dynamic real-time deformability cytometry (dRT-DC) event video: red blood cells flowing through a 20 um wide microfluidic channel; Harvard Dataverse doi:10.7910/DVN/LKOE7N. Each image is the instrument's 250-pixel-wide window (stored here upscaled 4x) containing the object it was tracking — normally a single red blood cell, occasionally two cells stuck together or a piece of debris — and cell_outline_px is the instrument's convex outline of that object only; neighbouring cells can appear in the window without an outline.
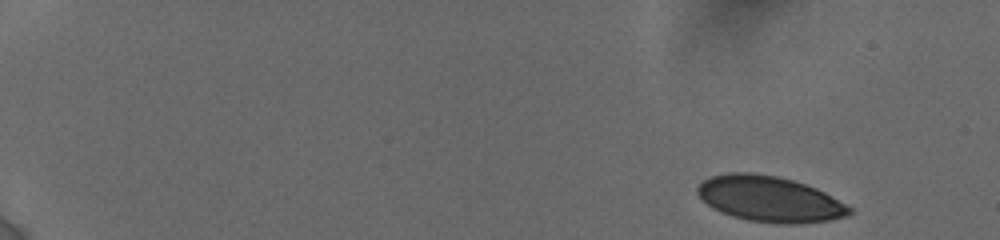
{"species": "human", "species_latin": "Homo sapiens", "temperature_condition": "cold", "stored_images_in_passage": 15, "camera_frame_rate_fps": 3000, "um_per_image_px": 0.085, "donor": {"sex": "female"}, "frame": {"image": 1, "passage_image": 1, "time_ms": 0.0, "image_size_px": [1000, 240], "cell_outline_px": [[852, 212], [848, 216], [828, 220], [796, 224], [780, 224], [748, 220], [732, 216], [720, 212], [712, 208], [700, 200], [696, 192], [696, 188], [704, 180], [712, 176], [728, 172], [748, 172], [776, 176], [792, 180], [816, 188], [824, 192], [852, 208]], "centroid_in_image_um": [65.37, 16.92], "position_along_channel_um": 19.6, "area_um2": 40.46}}
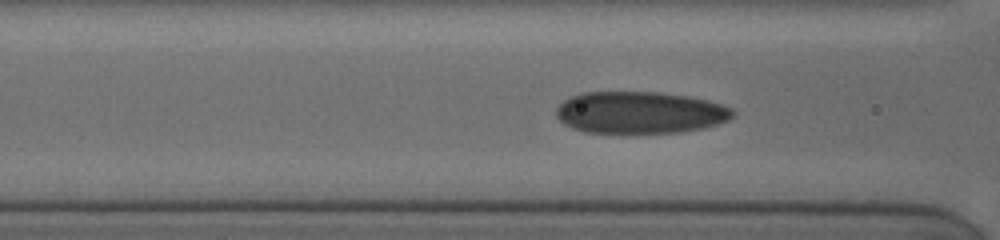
{"frame": {"image": 2, "passage_image": 13, "time_ms": 6.667, "image_size_px": [1000, 240], "cell_outline_px": [[736, 112], [728, 120], [704, 128], [680, 132], [584, 132], [572, 128], [564, 124], [556, 116], [556, 108], [564, 100], [572, 96], [584, 92], [660, 92], [688, 96], [708, 100], [732, 108]], "centroid_in_image_um": [54.4, 9.55], "position_along_channel_um": 112.2, "area_um2": 43.06}}
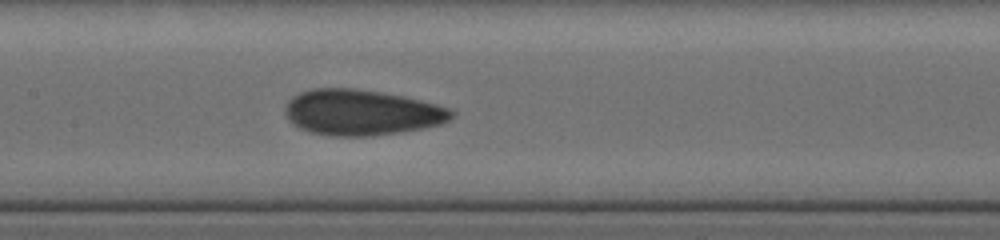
{"frame": {"image": 3, "passage_image": 15, "time_ms": 8.333, "image_size_px": [1000, 240], "cell_outline_px": [[456, 112], [448, 120], [440, 124], [424, 128], [400, 132], [372, 136], [332, 136], [308, 132], [292, 124], [288, 120], [284, 112], [288, 100], [292, 96], [300, 92], [312, 88], [352, 88], [380, 92], [404, 96], [452, 108]], "centroid_in_image_um": [30.71, 9.56], "position_along_channel_um": 176.7, "area_um2": 44.56}}